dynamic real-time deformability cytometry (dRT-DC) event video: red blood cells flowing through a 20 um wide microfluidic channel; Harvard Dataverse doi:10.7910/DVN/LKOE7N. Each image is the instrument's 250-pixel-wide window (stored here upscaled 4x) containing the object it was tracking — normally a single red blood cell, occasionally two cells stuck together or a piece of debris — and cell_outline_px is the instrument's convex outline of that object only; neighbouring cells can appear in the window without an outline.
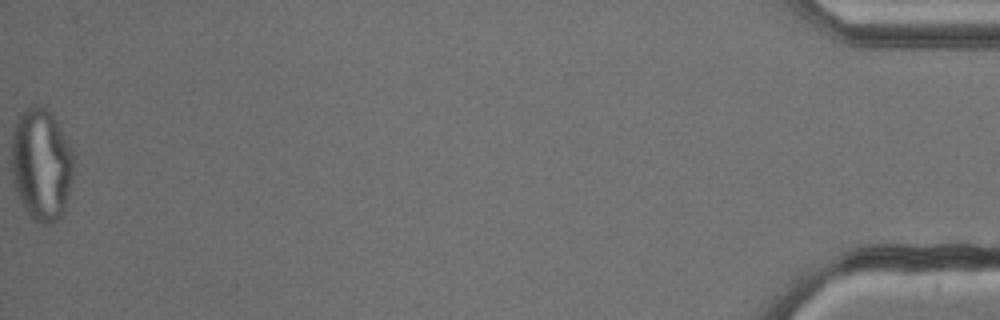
{"species": "common noctule bat (a hibernating species)", "species_latin": "Nyctalus noctula", "temperature_condition": "cold", "stored_images_in_passage": 54, "camera_frame_rate_fps": 3000, "um_per_image_px": 0.085, "animal": {"sex": "male", "body_mass_g": 13.3}, "frame": {"image": 1, "passage_image": 54, "time_ms": 17.667, "image_size_px": [1000, 320], "cell_outline_px": [[72, 180], [68, 196], [64, 208], [60, 216], [56, 220], [48, 224], [40, 224], [32, 220], [28, 216], [20, 204], [16, 192], [12, 176], [12, 128], [20, 112], [32, 104], [44, 104], [52, 112], [72, 148]], "centroid_in_image_um": [3.48, 13.94], "position_along_channel_um": 431.7, "area_um2": 41.44}}